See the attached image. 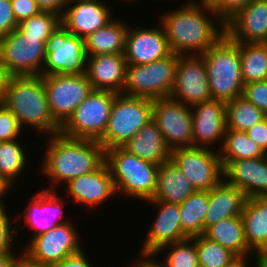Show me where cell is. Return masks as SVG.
<instances>
[{
	"mask_svg": "<svg viewBox=\"0 0 267 267\" xmlns=\"http://www.w3.org/2000/svg\"><path fill=\"white\" fill-rule=\"evenodd\" d=\"M160 16L169 47L177 55H201L225 35V24L211 8L184 1Z\"/></svg>",
	"mask_w": 267,
	"mask_h": 267,
	"instance_id": "cell-1",
	"label": "cell"
},
{
	"mask_svg": "<svg viewBox=\"0 0 267 267\" xmlns=\"http://www.w3.org/2000/svg\"><path fill=\"white\" fill-rule=\"evenodd\" d=\"M46 151L39 168L43 177L52 181L45 190L57 191L60 184L88 174L98 169L105 162V149L98 141L73 139L61 133L47 137ZM56 185V186H55Z\"/></svg>",
	"mask_w": 267,
	"mask_h": 267,
	"instance_id": "cell-2",
	"label": "cell"
},
{
	"mask_svg": "<svg viewBox=\"0 0 267 267\" xmlns=\"http://www.w3.org/2000/svg\"><path fill=\"white\" fill-rule=\"evenodd\" d=\"M17 118L21 128H33L41 136L60 133L47 102L43 75L10 76L2 101Z\"/></svg>",
	"mask_w": 267,
	"mask_h": 267,
	"instance_id": "cell-3",
	"label": "cell"
},
{
	"mask_svg": "<svg viewBox=\"0 0 267 267\" xmlns=\"http://www.w3.org/2000/svg\"><path fill=\"white\" fill-rule=\"evenodd\" d=\"M201 55L207 69L212 99L227 103L242 96L245 84L241 76L240 42L231 40L225 34Z\"/></svg>",
	"mask_w": 267,
	"mask_h": 267,
	"instance_id": "cell-4",
	"label": "cell"
},
{
	"mask_svg": "<svg viewBox=\"0 0 267 267\" xmlns=\"http://www.w3.org/2000/svg\"><path fill=\"white\" fill-rule=\"evenodd\" d=\"M117 196L125 195L143 202L154 194L159 166L128 153L122 147L105 150ZM121 192V193H120Z\"/></svg>",
	"mask_w": 267,
	"mask_h": 267,
	"instance_id": "cell-5",
	"label": "cell"
},
{
	"mask_svg": "<svg viewBox=\"0 0 267 267\" xmlns=\"http://www.w3.org/2000/svg\"><path fill=\"white\" fill-rule=\"evenodd\" d=\"M153 100L117 94L106 130L98 140L105 149L123 147L136 133L152 120Z\"/></svg>",
	"mask_w": 267,
	"mask_h": 267,
	"instance_id": "cell-6",
	"label": "cell"
},
{
	"mask_svg": "<svg viewBox=\"0 0 267 267\" xmlns=\"http://www.w3.org/2000/svg\"><path fill=\"white\" fill-rule=\"evenodd\" d=\"M180 55L170 56L143 65H127L122 94L151 100L169 97Z\"/></svg>",
	"mask_w": 267,
	"mask_h": 267,
	"instance_id": "cell-7",
	"label": "cell"
},
{
	"mask_svg": "<svg viewBox=\"0 0 267 267\" xmlns=\"http://www.w3.org/2000/svg\"><path fill=\"white\" fill-rule=\"evenodd\" d=\"M116 93L92 90L61 127L60 133L73 139L98 141L104 134Z\"/></svg>",
	"mask_w": 267,
	"mask_h": 267,
	"instance_id": "cell-8",
	"label": "cell"
},
{
	"mask_svg": "<svg viewBox=\"0 0 267 267\" xmlns=\"http://www.w3.org/2000/svg\"><path fill=\"white\" fill-rule=\"evenodd\" d=\"M46 43L18 28L0 38V59L9 76L42 75Z\"/></svg>",
	"mask_w": 267,
	"mask_h": 267,
	"instance_id": "cell-9",
	"label": "cell"
},
{
	"mask_svg": "<svg viewBox=\"0 0 267 267\" xmlns=\"http://www.w3.org/2000/svg\"><path fill=\"white\" fill-rule=\"evenodd\" d=\"M50 113L62 127L93 90L86 74L43 75Z\"/></svg>",
	"mask_w": 267,
	"mask_h": 267,
	"instance_id": "cell-10",
	"label": "cell"
},
{
	"mask_svg": "<svg viewBox=\"0 0 267 267\" xmlns=\"http://www.w3.org/2000/svg\"><path fill=\"white\" fill-rule=\"evenodd\" d=\"M170 159L196 191H209L224 179V168L217 148H178L171 151Z\"/></svg>",
	"mask_w": 267,
	"mask_h": 267,
	"instance_id": "cell-11",
	"label": "cell"
},
{
	"mask_svg": "<svg viewBox=\"0 0 267 267\" xmlns=\"http://www.w3.org/2000/svg\"><path fill=\"white\" fill-rule=\"evenodd\" d=\"M72 221L55 226L46 233L28 240L21 252L38 264L54 265L81 251L84 245L80 241L79 230L75 228L77 224Z\"/></svg>",
	"mask_w": 267,
	"mask_h": 267,
	"instance_id": "cell-12",
	"label": "cell"
},
{
	"mask_svg": "<svg viewBox=\"0 0 267 267\" xmlns=\"http://www.w3.org/2000/svg\"><path fill=\"white\" fill-rule=\"evenodd\" d=\"M45 49L46 59L42 75L86 72L84 39L72 35L62 25L48 38Z\"/></svg>",
	"mask_w": 267,
	"mask_h": 267,
	"instance_id": "cell-13",
	"label": "cell"
},
{
	"mask_svg": "<svg viewBox=\"0 0 267 267\" xmlns=\"http://www.w3.org/2000/svg\"><path fill=\"white\" fill-rule=\"evenodd\" d=\"M152 119L172 151L193 146L191 106L170 97L153 100Z\"/></svg>",
	"mask_w": 267,
	"mask_h": 267,
	"instance_id": "cell-14",
	"label": "cell"
},
{
	"mask_svg": "<svg viewBox=\"0 0 267 267\" xmlns=\"http://www.w3.org/2000/svg\"><path fill=\"white\" fill-rule=\"evenodd\" d=\"M36 192L28 199L29 202H27V207L24 208L23 213L21 215L19 213L18 215L15 214L17 221H21L20 219L24 217L22 219L24 225L18 224V222L15 225L16 234L18 235L21 226H23L22 228L29 226V230L33 231L30 240L35 236L46 233L55 226L71 221V219L64 218L67 217V215H64V206H67L68 201H64L65 199L59 195L58 190L50 191L41 188Z\"/></svg>",
	"mask_w": 267,
	"mask_h": 267,
	"instance_id": "cell-15",
	"label": "cell"
},
{
	"mask_svg": "<svg viewBox=\"0 0 267 267\" xmlns=\"http://www.w3.org/2000/svg\"><path fill=\"white\" fill-rule=\"evenodd\" d=\"M170 98L193 106L212 99L202 55H180Z\"/></svg>",
	"mask_w": 267,
	"mask_h": 267,
	"instance_id": "cell-16",
	"label": "cell"
},
{
	"mask_svg": "<svg viewBox=\"0 0 267 267\" xmlns=\"http://www.w3.org/2000/svg\"><path fill=\"white\" fill-rule=\"evenodd\" d=\"M157 207L156 217L141 244L138 258H151L160 248L190 238L181 227L180 205L161 200L145 201Z\"/></svg>",
	"mask_w": 267,
	"mask_h": 267,
	"instance_id": "cell-17",
	"label": "cell"
},
{
	"mask_svg": "<svg viewBox=\"0 0 267 267\" xmlns=\"http://www.w3.org/2000/svg\"><path fill=\"white\" fill-rule=\"evenodd\" d=\"M158 24L151 28L145 27L146 25L144 27L137 24L129 25L124 51L127 65H143L172 54L165 30L161 23Z\"/></svg>",
	"mask_w": 267,
	"mask_h": 267,
	"instance_id": "cell-18",
	"label": "cell"
},
{
	"mask_svg": "<svg viewBox=\"0 0 267 267\" xmlns=\"http://www.w3.org/2000/svg\"><path fill=\"white\" fill-rule=\"evenodd\" d=\"M104 0H69L61 16V25L72 35L85 39L114 18Z\"/></svg>",
	"mask_w": 267,
	"mask_h": 267,
	"instance_id": "cell-19",
	"label": "cell"
},
{
	"mask_svg": "<svg viewBox=\"0 0 267 267\" xmlns=\"http://www.w3.org/2000/svg\"><path fill=\"white\" fill-rule=\"evenodd\" d=\"M191 113L193 146L220 149L227 129L226 103L211 99L191 106Z\"/></svg>",
	"mask_w": 267,
	"mask_h": 267,
	"instance_id": "cell-20",
	"label": "cell"
},
{
	"mask_svg": "<svg viewBox=\"0 0 267 267\" xmlns=\"http://www.w3.org/2000/svg\"><path fill=\"white\" fill-rule=\"evenodd\" d=\"M64 187L66 193L64 196L70 199L72 197V201L80 204L79 206L82 204L91 209L105 204L115 194L117 196L106 162L93 172L70 180Z\"/></svg>",
	"mask_w": 267,
	"mask_h": 267,
	"instance_id": "cell-21",
	"label": "cell"
},
{
	"mask_svg": "<svg viewBox=\"0 0 267 267\" xmlns=\"http://www.w3.org/2000/svg\"><path fill=\"white\" fill-rule=\"evenodd\" d=\"M225 34L235 42L262 43L267 36V0H252L225 23Z\"/></svg>",
	"mask_w": 267,
	"mask_h": 267,
	"instance_id": "cell-22",
	"label": "cell"
},
{
	"mask_svg": "<svg viewBox=\"0 0 267 267\" xmlns=\"http://www.w3.org/2000/svg\"><path fill=\"white\" fill-rule=\"evenodd\" d=\"M224 180L245 196H267V156L230 161L224 167Z\"/></svg>",
	"mask_w": 267,
	"mask_h": 267,
	"instance_id": "cell-23",
	"label": "cell"
},
{
	"mask_svg": "<svg viewBox=\"0 0 267 267\" xmlns=\"http://www.w3.org/2000/svg\"><path fill=\"white\" fill-rule=\"evenodd\" d=\"M126 59L124 53L93 55L86 58V76L93 90L123 92Z\"/></svg>",
	"mask_w": 267,
	"mask_h": 267,
	"instance_id": "cell-24",
	"label": "cell"
},
{
	"mask_svg": "<svg viewBox=\"0 0 267 267\" xmlns=\"http://www.w3.org/2000/svg\"><path fill=\"white\" fill-rule=\"evenodd\" d=\"M247 197L234 185L224 179L209 190V204L204 219V233L219 221L241 216Z\"/></svg>",
	"mask_w": 267,
	"mask_h": 267,
	"instance_id": "cell-25",
	"label": "cell"
},
{
	"mask_svg": "<svg viewBox=\"0 0 267 267\" xmlns=\"http://www.w3.org/2000/svg\"><path fill=\"white\" fill-rule=\"evenodd\" d=\"M128 153L158 166L170 159L171 150L156 123L149 121L123 147Z\"/></svg>",
	"mask_w": 267,
	"mask_h": 267,
	"instance_id": "cell-26",
	"label": "cell"
},
{
	"mask_svg": "<svg viewBox=\"0 0 267 267\" xmlns=\"http://www.w3.org/2000/svg\"><path fill=\"white\" fill-rule=\"evenodd\" d=\"M196 191L190 181L179 170L171 159L159 166L156 188L150 200H161L167 203L181 204Z\"/></svg>",
	"mask_w": 267,
	"mask_h": 267,
	"instance_id": "cell-27",
	"label": "cell"
},
{
	"mask_svg": "<svg viewBox=\"0 0 267 267\" xmlns=\"http://www.w3.org/2000/svg\"><path fill=\"white\" fill-rule=\"evenodd\" d=\"M248 246L267 251V196L248 197L241 214Z\"/></svg>",
	"mask_w": 267,
	"mask_h": 267,
	"instance_id": "cell-28",
	"label": "cell"
},
{
	"mask_svg": "<svg viewBox=\"0 0 267 267\" xmlns=\"http://www.w3.org/2000/svg\"><path fill=\"white\" fill-rule=\"evenodd\" d=\"M113 18L104 27L84 39L86 57L124 53L128 22Z\"/></svg>",
	"mask_w": 267,
	"mask_h": 267,
	"instance_id": "cell-29",
	"label": "cell"
},
{
	"mask_svg": "<svg viewBox=\"0 0 267 267\" xmlns=\"http://www.w3.org/2000/svg\"><path fill=\"white\" fill-rule=\"evenodd\" d=\"M204 236L229 249L236 256H247L254 253L246 241L241 216L229 217L219 221L209 227Z\"/></svg>",
	"mask_w": 267,
	"mask_h": 267,
	"instance_id": "cell-30",
	"label": "cell"
},
{
	"mask_svg": "<svg viewBox=\"0 0 267 267\" xmlns=\"http://www.w3.org/2000/svg\"><path fill=\"white\" fill-rule=\"evenodd\" d=\"M223 168L233 160L267 156L256 142L244 131L226 129L221 148L218 150Z\"/></svg>",
	"mask_w": 267,
	"mask_h": 267,
	"instance_id": "cell-31",
	"label": "cell"
},
{
	"mask_svg": "<svg viewBox=\"0 0 267 267\" xmlns=\"http://www.w3.org/2000/svg\"><path fill=\"white\" fill-rule=\"evenodd\" d=\"M209 204V191H194L180 205L182 230L191 238L204 235V219Z\"/></svg>",
	"mask_w": 267,
	"mask_h": 267,
	"instance_id": "cell-32",
	"label": "cell"
},
{
	"mask_svg": "<svg viewBox=\"0 0 267 267\" xmlns=\"http://www.w3.org/2000/svg\"><path fill=\"white\" fill-rule=\"evenodd\" d=\"M241 76L244 84L267 80V46L240 42Z\"/></svg>",
	"mask_w": 267,
	"mask_h": 267,
	"instance_id": "cell-33",
	"label": "cell"
},
{
	"mask_svg": "<svg viewBox=\"0 0 267 267\" xmlns=\"http://www.w3.org/2000/svg\"><path fill=\"white\" fill-rule=\"evenodd\" d=\"M18 139L0 142V176L4 177L14 187L17 186L19 176L23 175L29 158Z\"/></svg>",
	"mask_w": 267,
	"mask_h": 267,
	"instance_id": "cell-34",
	"label": "cell"
},
{
	"mask_svg": "<svg viewBox=\"0 0 267 267\" xmlns=\"http://www.w3.org/2000/svg\"><path fill=\"white\" fill-rule=\"evenodd\" d=\"M161 253H165L164 259L161 258L158 261L155 257H158ZM150 259L158 267H199L196 243L192 238L166 245L160 248Z\"/></svg>",
	"mask_w": 267,
	"mask_h": 267,
	"instance_id": "cell-35",
	"label": "cell"
},
{
	"mask_svg": "<svg viewBox=\"0 0 267 267\" xmlns=\"http://www.w3.org/2000/svg\"><path fill=\"white\" fill-rule=\"evenodd\" d=\"M267 116L243 96L226 103L227 129L246 132Z\"/></svg>",
	"mask_w": 267,
	"mask_h": 267,
	"instance_id": "cell-36",
	"label": "cell"
},
{
	"mask_svg": "<svg viewBox=\"0 0 267 267\" xmlns=\"http://www.w3.org/2000/svg\"><path fill=\"white\" fill-rule=\"evenodd\" d=\"M196 243L199 267H224L237 256L204 235L191 237Z\"/></svg>",
	"mask_w": 267,
	"mask_h": 267,
	"instance_id": "cell-37",
	"label": "cell"
},
{
	"mask_svg": "<svg viewBox=\"0 0 267 267\" xmlns=\"http://www.w3.org/2000/svg\"><path fill=\"white\" fill-rule=\"evenodd\" d=\"M61 25V15L51 11H41L39 14L18 24V29L23 34L41 37L46 43L51 34Z\"/></svg>",
	"mask_w": 267,
	"mask_h": 267,
	"instance_id": "cell-38",
	"label": "cell"
},
{
	"mask_svg": "<svg viewBox=\"0 0 267 267\" xmlns=\"http://www.w3.org/2000/svg\"><path fill=\"white\" fill-rule=\"evenodd\" d=\"M22 130L16 116L2 103H0V142L19 139Z\"/></svg>",
	"mask_w": 267,
	"mask_h": 267,
	"instance_id": "cell-39",
	"label": "cell"
},
{
	"mask_svg": "<svg viewBox=\"0 0 267 267\" xmlns=\"http://www.w3.org/2000/svg\"><path fill=\"white\" fill-rule=\"evenodd\" d=\"M242 96L267 116V80L245 84Z\"/></svg>",
	"mask_w": 267,
	"mask_h": 267,
	"instance_id": "cell-40",
	"label": "cell"
},
{
	"mask_svg": "<svg viewBox=\"0 0 267 267\" xmlns=\"http://www.w3.org/2000/svg\"><path fill=\"white\" fill-rule=\"evenodd\" d=\"M3 210L0 213V252L4 251H15L14 246V236L16 237V226L13 227L16 223V216L8 215V211Z\"/></svg>",
	"mask_w": 267,
	"mask_h": 267,
	"instance_id": "cell-41",
	"label": "cell"
},
{
	"mask_svg": "<svg viewBox=\"0 0 267 267\" xmlns=\"http://www.w3.org/2000/svg\"><path fill=\"white\" fill-rule=\"evenodd\" d=\"M16 22L31 18L41 12L35 0H10Z\"/></svg>",
	"mask_w": 267,
	"mask_h": 267,
	"instance_id": "cell-42",
	"label": "cell"
},
{
	"mask_svg": "<svg viewBox=\"0 0 267 267\" xmlns=\"http://www.w3.org/2000/svg\"><path fill=\"white\" fill-rule=\"evenodd\" d=\"M18 27L13 14L11 1L0 0V38L8 35Z\"/></svg>",
	"mask_w": 267,
	"mask_h": 267,
	"instance_id": "cell-43",
	"label": "cell"
},
{
	"mask_svg": "<svg viewBox=\"0 0 267 267\" xmlns=\"http://www.w3.org/2000/svg\"><path fill=\"white\" fill-rule=\"evenodd\" d=\"M246 133L267 154V117L248 129Z\"/></svg>",
	"mask_w": 267,
	"mask_h": 267,
	"instance_id": "cell-44",
	"label": "cell"
},
{
	"mask_svg": "<svg viewBox=\"0 0 267 267\" xmlns=\"http://www.w3.org/2000/svg\"><path fill=\"white\" fill-rule=\"evenodd\" d=\"M85 252V249H82L75 254L69 255L54 265L56 267H94V264L90 263V259H88L89 257Z\"/></svg>",
	"mask_w": 267,
	"mask_h": 267,
	"instance_id": "cell-45",
	"label": "cell"
},
{
	"mask_svg": "<svg viewBox=\"0 0 267 267\" xmlns=\"http://www.w3.org/2000/svg\"><path fill=\"white\" fill-rule=\"evenodd\" d=\"M252 0H221V21L225 24Z\"/></svg>",
	"mask_w": 267,
	"mask_h": 267,
	"instance_id": "cell-46",
	"label": "cell"
},
{
	"mask_svg": "<svg viewBox=\"0 0 267 267\" xmlns=\"http://www.w3.org/2000/svg\"><path fill=\"white\" fill-rule=\"evenodd\" d=\"M41 11H51L62 16L69 0H35Z\"/></svg>",
	"mask_w": 267,
	"mask_h": 267,
	"instance_id": "cell-47",
	"label": "cell"
},
{
	"mask_svg": "<svg viewBox=\"0 0 267 267\" xmlns=\"http://www.w3.org/2000/svg\"><path fill=\"white\" fill-rule=\"evenodd\" d=\"M194 6H200L213 9L221 19V0H187L185 1Z\"/></svg>",
	"mask_w": 267,
	"mask_h": 267,
	"instance_id": "cell-48",
	"label": "cell"
},
{
	"mask_svg": "<svg viewBox=\"0 0 267 267\" xmlns=\"http://www.w3.org/2000/svg\"><path fill=\"white\" fill-rule=\"evenodd\" d=\"M10 267H37V263L31 261L24 253L18 252Z\"/></svg>",
	"mask_w": 267,
	"mask_h": 267,
	"instance_id": "cell-49",
	"label": "cell"
},
{
	"mask_svg": "<svg viewBox=\"0 0 267 267\" xmlns=\"http://www.w3.org/2000/svg\"><path fill=\"white\" fill-rule=\"evenodd\" d=\"M14 186L9 183L4 177L0 176V209L6 210V206L4 203V199L2 197H6V194L11 193L12 188Z\"/></svg>",
	"mask_w": 267,
	"mask_h": 267,
	"instance_id": "cell-50",
	"label": "cell"
},
{
	"mask_svg": "<svg viewBox=\"0 0 267 267\" xmlns=\"http://www.w3.org/2000/svg\"><path fill=\"white\" fill-rule=\"evenodd\" d=\"M9 75L5 70V67L3 66L1 59H0V103H2L4 98V93L6 89V85L9 79Z\"/></svg>",
	"mask_w": 267,
	"mask_h": 267,
	"instance_id": "cell-51",
	"label": "cell"
},
{
	"mask_svg": "<svg viewBox=\"0 0 267 267\" xmlns=\"http://www.w3.org/2000/svg\"><path fill=\"white\" fill-rule=\"evenodd\" d=\"M250 257H252V256L251 255L237 256L228 265H226L224 267H249V266L252 267L251 266L252 264L250 263V261L253 259L252 258L250 259Z\"/></svg>",
	"mask_w": 267,
	"mask_h": 267,
	"instance_id": "cell-52",
	"label": "cell"
},
{
	"mask_svg": "<svg viewBox=\"0 0 267 267\" xmlns=\"http://www.w3.org/2000/svg\"><path fill=\"white\" fill-rule=\"evenodd\" d=\"M17 254L14 251L0 252V267H10Z\"/></svg>",
	"mask_w": 267,
	"mask_h": 267,
	"instance_id": "cell-53",
	"label": "cell"
},
{
	"mask_svg": "<svg viewBox=\"0 0 267 267\" xmlns=\"http://www.w3.org/2000/svg\"><path fill=\"white\" fill-rule=\"evenodd\" d=\"M252 256L255 260L253 267H267V251H255Z\"/></svg>",
	"mask_w": 267,
	"mask_h": 267,
	"instance_id": "cell-54",
	"label": "cell"
},
{
	"mask_svg": "<svg viewBox=\"0 0 267 267\" xmlns=\"http://www.w3.org/2000/svg\"><path fill=\"white\" fill-rule=\"evenodd\" d=\"M131 267H158L150 258H137L132 260Z\"/></svg>",
	"mask_w": 267,
	"mask_h": 267,
	"instance_id": "cell-55",
	"label": "cell"
},
{
	"mask_svg": "<svg viewBox=\"0 0 267 267\" xmlns=\"http://www.w3.org/2000/svg\"><path fill=\"white\" fill-rule=\"evenodd\" d=\"M37 267H56L55 265H51V264H38L37 263Z\"/></svg>",
	"mask_w": 267,
	"mask_h": 267,
	"instance_id": "cell-56",
	"label": "cell"
},
{
	"mask_svg": "<svg viewBox=\"0 0 267 267\" xmlns=\"http://www.w3.org/2000/svg\"><path fill=\"white\" fill-rule=\"evenodd\" d=\"M120 1V0H119ZM122 2L124 1V3L125 2H127V4H129V3H134V2H136V4H137V1H139V0H121ZM129 2V3H128Z\"/></svg>",
	"mask_w": 267,
	"mask_h": 267,
	"instance_id": "cell-57",
	"label": "cell"
},
{
	"mask_svg": "<svg viewBox=\"0 0 267 267\" xmlns=\"http://www.w3.org/2000/svg\"><path fill=\"white\" fill-rule=\"evenodd\" d=\"M262 43L267 46V36Z\"/></svg>",
	"mask_w": 267,
	"mask_h": 267,
	"instance_id": "cell-58",
	"label": "cell"
}]
</instances>
